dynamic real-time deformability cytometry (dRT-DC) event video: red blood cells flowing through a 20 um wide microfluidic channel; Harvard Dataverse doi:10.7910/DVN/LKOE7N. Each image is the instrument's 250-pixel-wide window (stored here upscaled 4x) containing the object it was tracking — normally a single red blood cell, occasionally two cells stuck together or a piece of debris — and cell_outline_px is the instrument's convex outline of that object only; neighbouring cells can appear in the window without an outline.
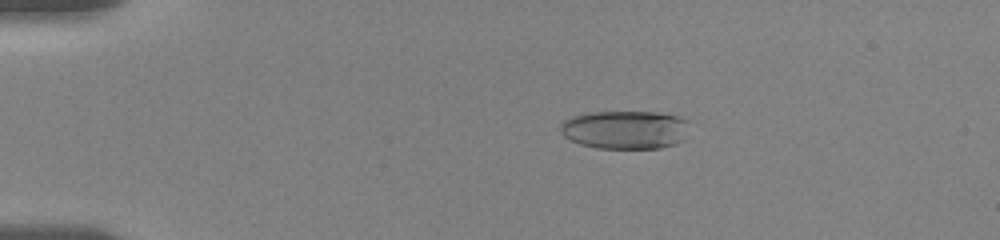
{"species": "human", "species_latin": "Homo sapiens", "temperature_condition": "room temperature", "stored_images_in_passage": 57, "camera_frame_rate_fps": 3000, "um_per_image_px": 0.085, "donor": {"sex": "female"}, "frame": {"image": 1, "passage_image": 12, "time_ms": 3.667, "image_size_px": [1000, 240], "cell_outline_px": [[688, 120], [684, 140], [676, 144], [660, 148], [596, 148], [580, 144], [564, 136], [560, 132], [560, 124], [564, 120], [572, 116], [588, 112], [660, 112], [680, 116]], "centroid_in_image_um": [53.14, 11.02], "position_along_channel_um": 31.9, "area_um2": 29.13}}
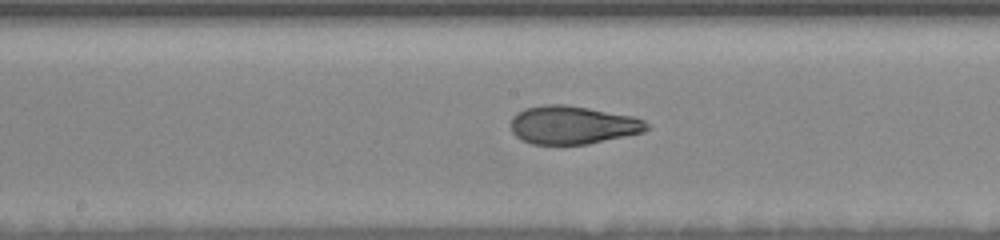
{"frame": {"image": 2, "passage_image": 31, "time_ms": 10.0, "image_size_px": [1000, 240], "cell_outline_px": [[652, 128], [644, 132], [588, 144], [532, 144], [520, 140], [512, 132], [512, 116], [516, 112], [524, 108], [544, 104], [564, 104], [588, 108], [632, 116], [644, 120]], "centroid_in_image_um": [48.67, 10.62], "position_along_channel_um": 199.5, "area_um2": 30.4}}
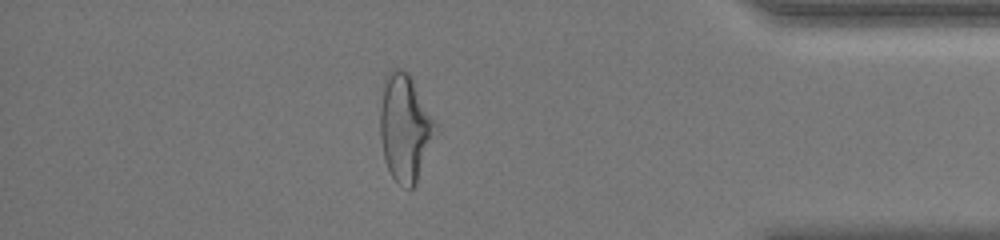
{"frame": {"image": 3, "passage_image": 50, "time_ms": 16.333, "image_size_px": [1000, 240], "cell_outline_px": [[440, 124], [416, 184], [412, 188], [408, 188], [400, 184], [392, 176], [384, 160], [380, 136], [380, 112], [384, 76], [392, 68], [400, 68], [408, 72]], "centroid_in_image_um": [34.46, 10.82], "position_along_channel_um": 400.7, "area_um2": 35.14}, "authors_computed_cell_mechanics": {"area_um2": 31.0386, "velocity_mm_per_s": 3.6256, "shape_relaxation_time_tau1_ms": 8.0948, "shape_relaxation_time_tau2_ms": 1.4288, "deformation_change_tau1": 0.2615, "deformation_change_tau2": 0.0836}}